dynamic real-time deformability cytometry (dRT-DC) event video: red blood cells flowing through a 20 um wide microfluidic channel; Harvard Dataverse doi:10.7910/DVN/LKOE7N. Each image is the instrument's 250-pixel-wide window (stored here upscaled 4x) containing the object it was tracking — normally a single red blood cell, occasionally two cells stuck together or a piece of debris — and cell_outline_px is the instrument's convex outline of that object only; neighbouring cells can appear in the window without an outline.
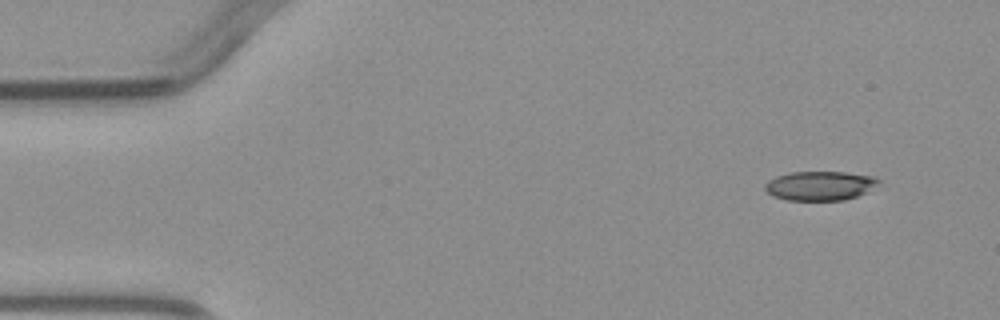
{"species": "common noctule bat (a hibernating species)", "species_latin": "Nyctalus noctula", "temperature_condition": "warm", "stored_images_in_passage": 2, "camera_frame_rate_fps": 3000, "um_per_image_px": 0.085, "animal": {"sex": "male", "body_mass_g": 23.1, "forearm_length_mm": 52.7}, "frame": {"image": 1, "passage_image": 1, "time_ms": 0.0, "image_size_px": [1000, 320], "cell_outline_px": [[880, 180], [868, 192], [844, 200], [784, 200], [772, 196], [764, 188], [764, 184], [768, 180], [776, 176], [792, 172], [844, 172], [872, 176]], "centroid_in_image_um": [69.65, 15.79], "position_along_channel_um": 15.3, "area_um2": 19.31}}